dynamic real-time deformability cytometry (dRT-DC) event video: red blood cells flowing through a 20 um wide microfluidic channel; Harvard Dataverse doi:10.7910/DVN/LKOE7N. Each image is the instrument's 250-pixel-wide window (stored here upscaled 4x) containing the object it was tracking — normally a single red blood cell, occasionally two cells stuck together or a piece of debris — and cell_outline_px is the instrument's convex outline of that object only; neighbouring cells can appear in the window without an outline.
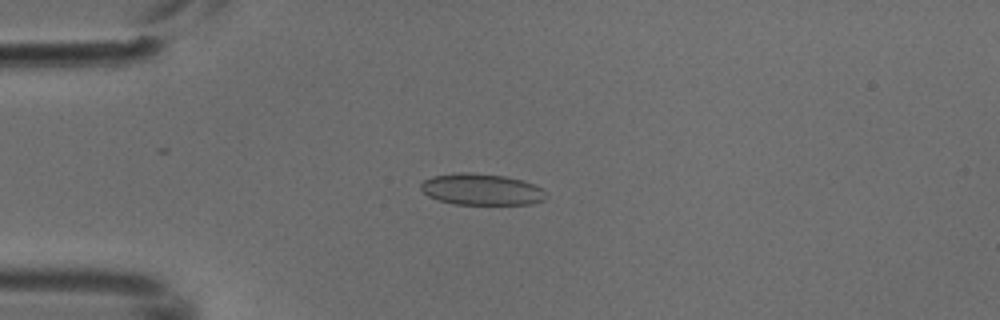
{"species": "common noctule bat (a hibernating species)", "species_latin": "Nyctalus noctula", "temperature_condition": "cold", "stored_images_in_passage": 6, "camera_frame_rate_fps": 3000, "um_per_image_px": 0.085, "animal": {"sex": "male", "body_mass_g": 18.8}, "frame": {"image": 1, "passage_image": 3, "time_ms": 0.667, "image_size_px": [1000, 320], "cell_outline_px": [[548, 196], [544, 200], [532, 204], [452, 204], [428, 196], [420, 188], [420, 184], [424, 180], [432, 176], [456, 172], [472, 172], [504, 176], [524, 180], [536, 184]], "centroid_in_image_um": [40.94, 16.09], "position_along_channel_um": 44.1, "area_um2": 23.12}}
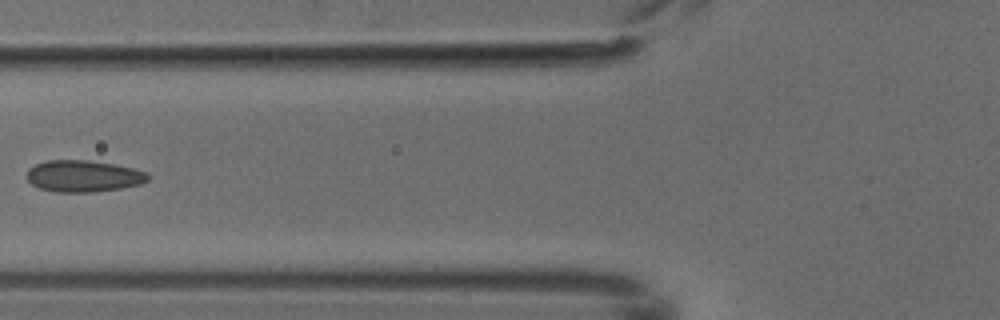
{"frame": {"image": 2, "passage_image": 5, "time_ms": 1.333, "image_size_px": [1000, 320], "cell_outline_px": [[148, 180], [140, 184], [120, 188], [92, 192], [56, 192], [40, 188], [32, 184], [28, 180], [28, 168], [36, 164], [48, 160], [88, 160], [112, 164], [132, 168], [148, 172]], "centroid_in_image_um": [7.08, 14.97], "position_along_channel_um": 118.7, "area_um2": 22.14}}
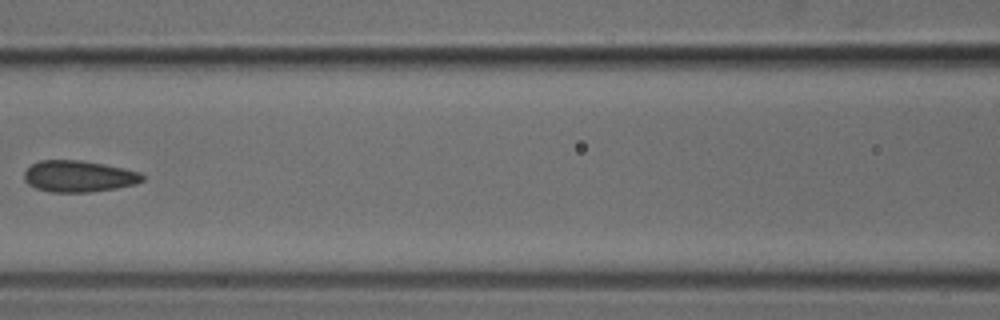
{"frame": {"image": 3, "passage_image": 6, "time_ms": 1.667, "image_size_px": [1000, 320], "cell_outline_px": [[144, 180], [136, 184], [116, 188], [88, 192], [48, 192], [36, 188], [28, 184], [24, 180], [24, 172], [32, 164], [40, 160], [80, 160], [104, 164], [140, 172], [144, 176]], "centroid_in_image_um": [6.68, 14.99], "position_along_channel_um": 159.9, "area_um2": 21.68}}